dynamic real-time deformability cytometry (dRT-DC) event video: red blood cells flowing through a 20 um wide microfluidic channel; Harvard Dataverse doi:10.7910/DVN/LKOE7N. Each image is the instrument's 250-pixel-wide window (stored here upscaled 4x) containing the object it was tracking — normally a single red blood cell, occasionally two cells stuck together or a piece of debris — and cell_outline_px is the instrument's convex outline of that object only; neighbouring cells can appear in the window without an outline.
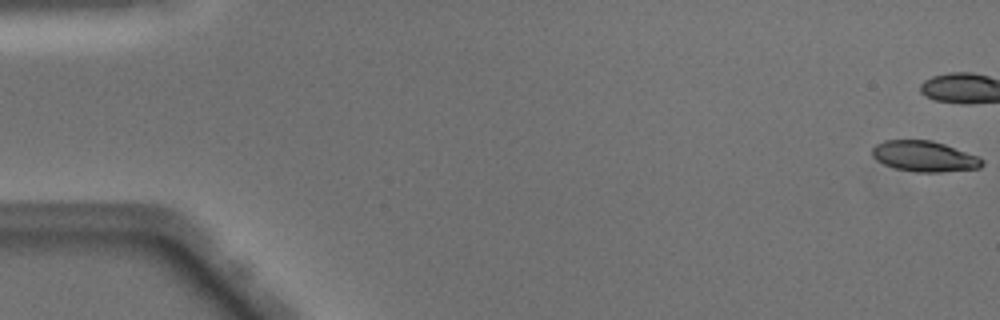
{"species": "Egyptian fruit bat (a non-hibernating species)", "species_latin": "Rousettus aegyptiacus", "temperature_condition": "warm", "stored_images_in_passage": 40, "camera_frame_rate_fps": 3000, "um_per_image_px": 0.085, "animal": {"sex": "male"}, "frame": {"image": 1, "passage_image": 1, "time_ms": 0.0, "image_size_px": [1000, 320], "cell_outline_px": [[984, 164], [980, 168], [940, 172], [916, 172], [896, 168], [884, 164], [876, 160], [872, 156], [872, 148], [876, 144], [884, 140], [932, 140], [980, 156], [984, 160]], "centroid_in_image_um": [78.59, 13.28], "position_along_channel_um": 6.4, "area_um2": 19.77}}